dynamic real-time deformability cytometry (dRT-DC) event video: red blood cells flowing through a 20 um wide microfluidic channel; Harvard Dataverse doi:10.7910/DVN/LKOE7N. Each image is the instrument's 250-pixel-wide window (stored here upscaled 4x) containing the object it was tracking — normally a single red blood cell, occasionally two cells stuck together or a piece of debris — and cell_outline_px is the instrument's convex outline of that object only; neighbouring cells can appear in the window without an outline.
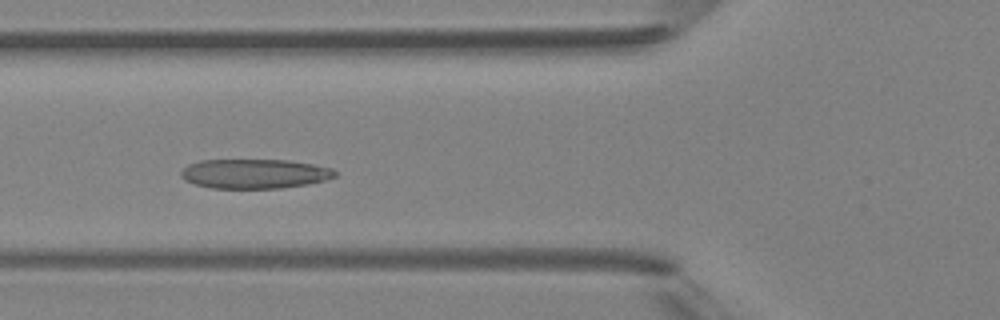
{"species": "Egyptian fruit bat (a non-hibernating species)", "species_latin": "Rousettus aegyptiacus", "temperature_condition": "room temperature", "stored_images_in_passage": 4, "camera_frame_rate_fps": 3000, "um_per_image_px": 0.085, "animal": {"sex": "female"}, "frame": {"image": 1, "passage_image": 4, "time_ms": 3.333, "image_size_px": [1000, 320], "cell_outline_px": [[336, 176], [324, 180], [308, 184], [280, 188], [212, 188], [196, 184], [184, 180], [180, 176], [180, 172], [188, 164], [200, 160], [288, 160], [312, 164], [332, 168], [336, 172]], "centroid_in_image_um": [21.62, 14.76], "position_along_channel_um": 104.2, "area_um2": 26.41}}